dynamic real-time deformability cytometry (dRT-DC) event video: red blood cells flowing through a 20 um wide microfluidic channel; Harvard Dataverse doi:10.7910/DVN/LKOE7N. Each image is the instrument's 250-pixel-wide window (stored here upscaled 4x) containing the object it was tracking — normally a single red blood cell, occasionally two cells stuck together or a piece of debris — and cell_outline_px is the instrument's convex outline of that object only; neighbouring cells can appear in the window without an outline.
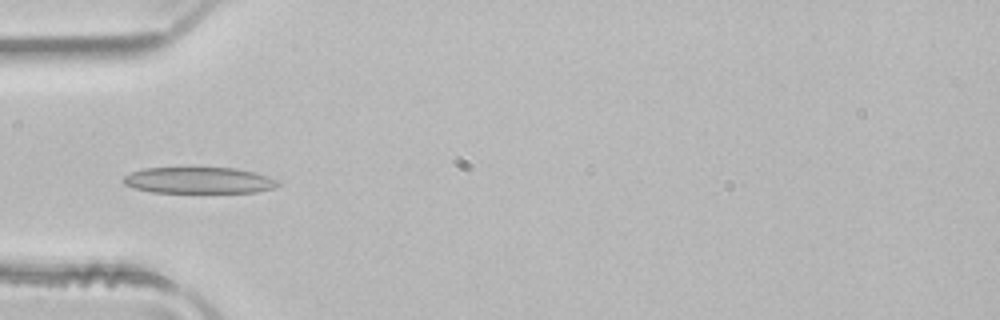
{"species": "common noctule bat (a hibernating species)", "species_latin": "Nyctalus noctula", "temperature_condition": "room temperature", "stored_images_in_passage": 5, "camera_frame_rate_fps": 3000, "um_per_image_px": 0.085, "animal": {"sex": "male", "body_mass_g": 21.5, "forearm_length_mm": 52.0}, "frame": {"image": 1, "passage_image": 5, "time_ms": 1.333, "image_size_px": [1000, 320], "cell_outline_px": [[280, 184], [272, 188], [256, 192], [152, 192], [132, 188], [124, 184], [124, 176], [132, 172], [144, 168], [236, 168], [268, 176], [276, 180]], "centroid_in_image_um": [16.87, 15.33], "position_along_channel_um": 68.1, "area_um2": 23.41}}